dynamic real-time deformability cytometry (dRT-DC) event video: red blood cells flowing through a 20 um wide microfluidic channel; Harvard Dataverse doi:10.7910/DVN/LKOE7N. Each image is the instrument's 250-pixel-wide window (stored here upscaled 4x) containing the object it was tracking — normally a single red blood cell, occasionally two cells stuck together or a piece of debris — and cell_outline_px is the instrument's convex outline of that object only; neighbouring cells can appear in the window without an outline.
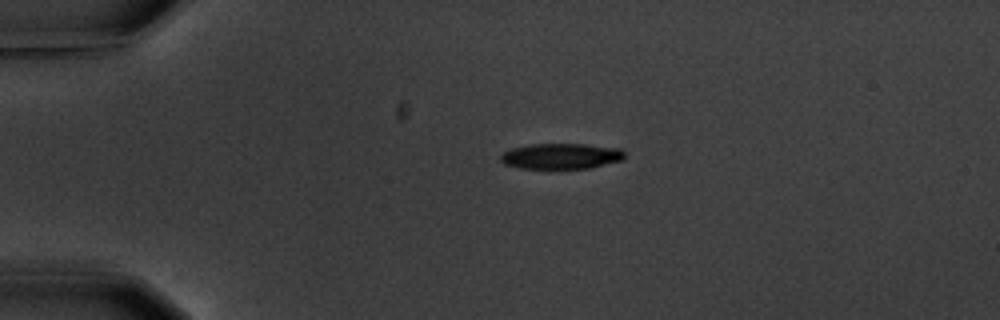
{"species": "common noctule bat (a hibernating species)", "species_latin": "Nyctalus noctula", "temperature_condition": "warm", "stored_images_in_passage": 2, "camera_frame_rate_fps": 3000, "um_per_image_px": 0.085, "animal": {"sex": "male", "body_mass_g": 20.1, "forearm_length_mm": 53.5}, "frame": {"image": 1, "passage_image": 1, "time_ms": 0.0, "image_size_px": [1000, 320], "cell_outline_px": [[624, 156], [620, 160], [592, 168], [520, 168], [504, 164], [500, 160], [500, 156], [504, 152], [512, 148], [528, 144], [584, 144], [620, 148], [624, 152]], "centroid_in_image_um": [47.67, 13.26], "position_along_channel_um": 37.3, "area_um2": 18.44}}